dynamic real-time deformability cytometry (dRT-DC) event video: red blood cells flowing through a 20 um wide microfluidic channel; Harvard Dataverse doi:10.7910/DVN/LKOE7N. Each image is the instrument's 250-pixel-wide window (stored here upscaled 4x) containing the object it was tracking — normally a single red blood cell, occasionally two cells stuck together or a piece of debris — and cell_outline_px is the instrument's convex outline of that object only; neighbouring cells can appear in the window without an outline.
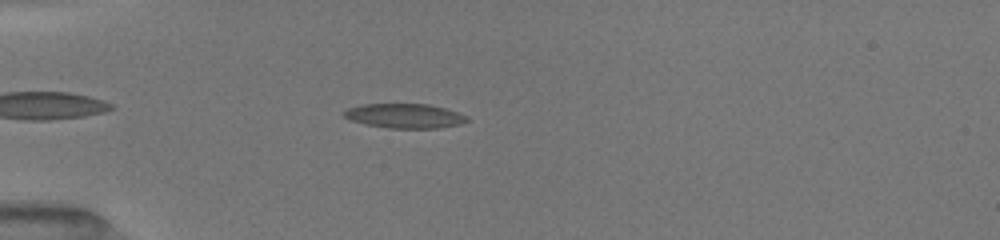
{"species": "common noctule bat (a hibernating species)", "species_latin": "Nyctalus noctula", "temperature_condition": "room temperature", "stored_images_in_passage": 43, "camera_frame_rate_fps": 3000, "um_per_image_px": 0.085, "animal": {"sex": "female", "body_mass_g": 19.5, "forearm_length_mm": 54.1}, "frame": {"image": 1, "passage_image": 7, "time_ms": 2.0, "image_size_px": [1000, 240], "cell_outline_px": [[468, 120], [460, 124], [440, 128], [388, 128], [368, 124], [352, 120], [344, 116], [344, 112], [348, 108], [364, 104], [428, 104], [444, 108], [456, 112], [464, 116]], "centroid_in_image_um": [34.4, 9.85], "position_along_channel_um": 50.6, "area_um2": 17.17}}
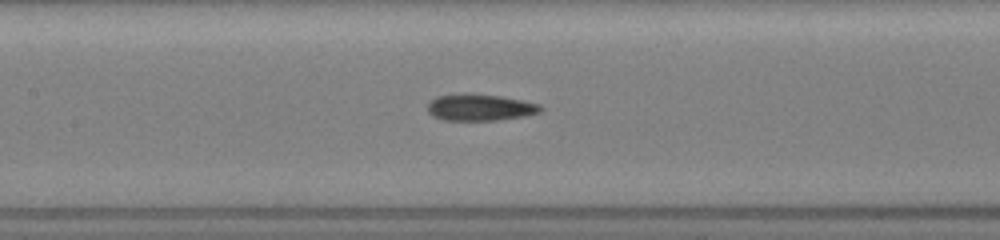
{"frame": {"image": 2, "passage_image": 17, "time_ms": 5.333, "image_size_px": [1000, 240], "cell_outline_px": [[544, 108], [540, 112], [524, 116], [496, 120], [444, 120], [432, 116], [428, 112], [428, 104], [436, 96], [464, 92], [468, 92], [500, 96], [540, 104]], "centroid_in_image_um": [40.78, 9.11], "position_along_channel_um": 166.6, "area_um2": 17.69}}
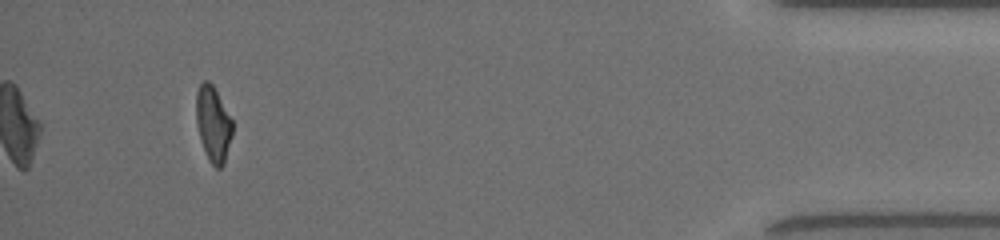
{"frame": {"image": 3, "passage_image": 40, "time_ms": 13.0, "image_size_px": [1000, 240], "cell_outline_px": [[232, 136], [224, 164], [220, 168], [216, 168], [208, 160], [200, 140], [196, 124], [196, 92], [200, 84], [204, 80], [208, 80], [212, 84], [232, 120]], "centroid_in_image_um": [18.1, 10.55], "position_along_channel_um": 417.1, "area_um2": 15.95}, "authors_computed_cell_mechanics": {"area_um2": 17.2822, "velocity_mm_per_s": 4.0484, "shape_relaxation_time_tau1_ms": null, "shape_relaxation_time_tau2_ms": 1.9186, "deformation_change_tau1": null, "deformation_change_tau2": 0.0889}}